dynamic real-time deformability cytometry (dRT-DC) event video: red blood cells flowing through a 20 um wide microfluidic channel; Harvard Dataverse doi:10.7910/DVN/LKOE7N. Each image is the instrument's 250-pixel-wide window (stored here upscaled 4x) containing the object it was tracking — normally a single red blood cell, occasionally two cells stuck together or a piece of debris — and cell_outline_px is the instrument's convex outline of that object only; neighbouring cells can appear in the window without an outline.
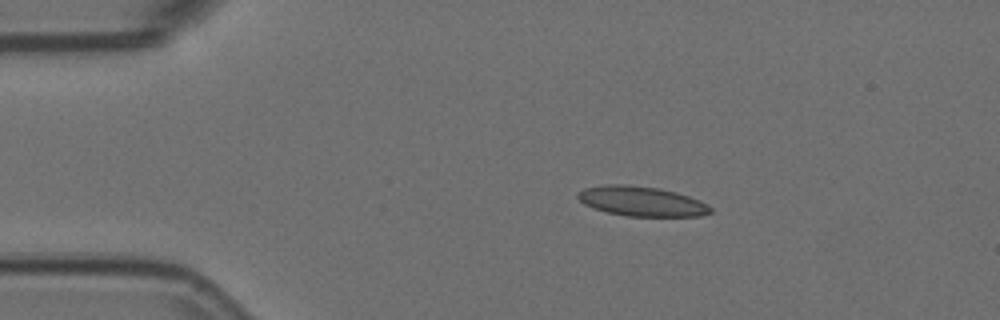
{"species": "Egyptian fruit bat (a non-hibernating species)", "species_latin": "Rousettus aegyptiacus", "temperature_condition": "room temperature", "stored_images_in_passage": 4, "camera_frame_rate_fps": 3000, "um_per_image_px": 0.085, "animal": {"sex": "female"}, "frame": {"image": 1, "passage_image": 2, "time_ms": 0.333, "image_size_px": [1000, 320], "cell_outline_px": [[712, 212], [700, 216], [628, 216], [608, 212], [592, 208], [584, 204], [576, 196], [584, 188], [608, 184], [628, 184], [660, 188], [676, 192], [700, 200], [708, 204], [712, 208]], "centroid_in_image_um": [54.56, 17.1], "position_along_channel_um": 30.4, "area_um2": 23.06}}